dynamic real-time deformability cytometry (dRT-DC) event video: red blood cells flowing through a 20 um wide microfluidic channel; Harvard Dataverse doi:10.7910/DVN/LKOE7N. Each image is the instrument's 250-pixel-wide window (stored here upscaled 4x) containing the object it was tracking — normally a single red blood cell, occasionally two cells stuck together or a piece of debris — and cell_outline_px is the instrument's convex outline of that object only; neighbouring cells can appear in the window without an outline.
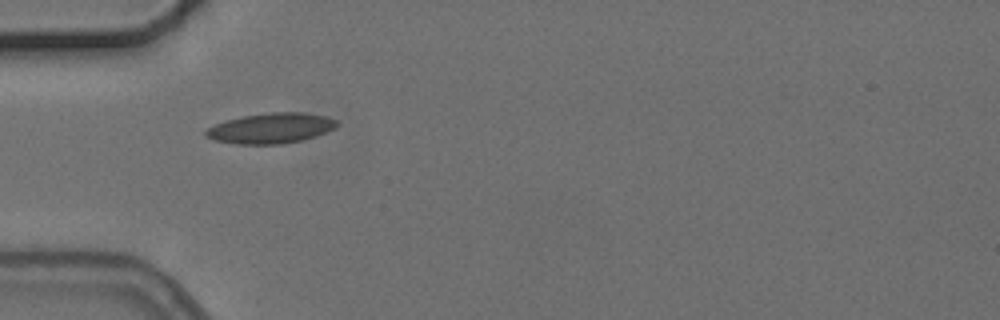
{"species": "common noctule bat (a hibernating species)", "species_latin": "Nyctalus noctula", "temperature_condition": "cold", "stored_images_in_passage": 2, "camera_frame_rate_fps": 3000, "um_per_image_px": 0.085, "animal": {"sex": "female", "body_mass_g": 24.6, "forearm_length_mm": 56.2}, "frame": {"image": 1, "passage_image": 1, "time_ms": 0.0, "image_size_px": [1000, 320], "cell_outline_px": [[340, 124], [336, 128], [316, 136], [300, 140], [280, 144], [236, 144], [212, 140], [204, 136], [204, 132], [208, 128], [216, 124], [228, 120], [244, 116], [268, 112], [304, 112], [328, 116], [336, 120]], "centroid_in_image_um": [23.05, 10.89], "position_along_channel_um": 61.9, "area_um2": 23.29}}
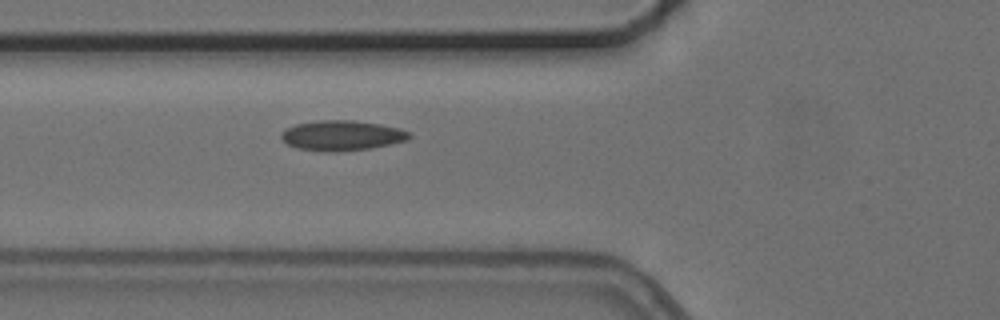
{"frame": {"image": 2, "passage_image": 2, "time_ms": 1.0, "image_size_px": [1000, 320], "cell_outline_px": [[412, 136], [408, 140], [372, 148], [336, 152], [324, 152], [296, 148], [288, 144], [280, 136], [280, 132], [296, 124], [316, 120], [352, 120], [380, 124], [400, 128], [408, 132]], "centroid_in_image_um": [29.06, 11.52], "position_along_channel_um": 96.7, "area_um2": 22.6}}